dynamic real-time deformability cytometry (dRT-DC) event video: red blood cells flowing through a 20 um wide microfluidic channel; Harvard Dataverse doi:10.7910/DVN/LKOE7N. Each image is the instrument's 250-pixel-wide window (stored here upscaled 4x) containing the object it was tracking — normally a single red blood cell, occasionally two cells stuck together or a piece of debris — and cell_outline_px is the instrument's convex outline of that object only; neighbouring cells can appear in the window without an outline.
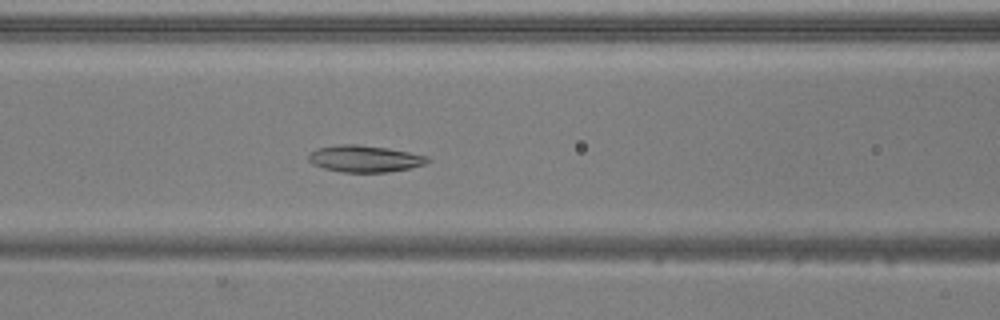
{"species": "common noctule bat (a hibernating species)", "species_latin": "Nyctalus noctula", "temperature_condition": "warm", "stored_images_in_passage": 50, "camera_frame_rate_fps": 3000, "um_per_image_px": 0.085, "animal": {"sex": "male", "body_mass_g": 20.5, "forearm_length_mm": 52.5}, "frame": {"image": 1, "passage_image": 20, "time_ms": 6.333, "image_size_px": [1000, 320], "cell_outline_px": [[432, 160], [424, 164], [408, 168], [388, 172], [344, 172], [324, 168], [312, 164], [308, 160], [308, 156], [316, 148], [340, 144], [356, 144], [388, 148], [428, 156]], "centroid_in_image_um": [30.99, 13.48], "position_along_channel_um": 135.6, "area_um2": 18.44}}
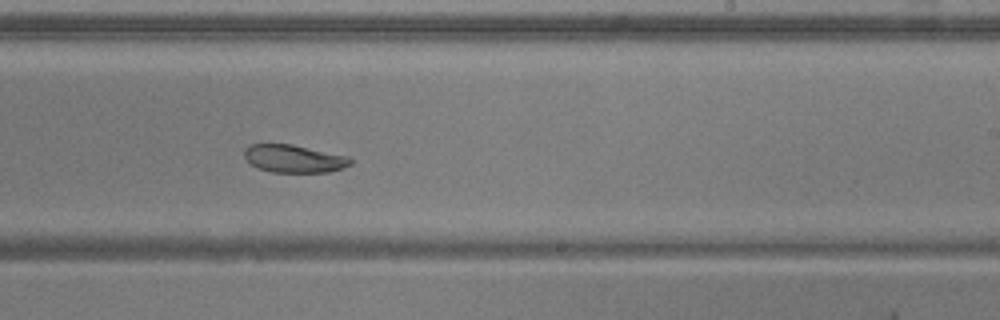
{"frame": {"image": 2, "passage_image": 30, "time_ms": 9.667, "image_size_px": [1000, 320], "cell_outline_px": [[352, 164], [344, 168], [328, 172], [272, 172], [256, 168], [244, 156], [244, 148], [248, 144], [292, 144], [348, 156], [352, 160]], "centroid_in_image_um": [24.99, 13.48], "position_along_channel_um": 264.0, "area_um2": 17.28}}
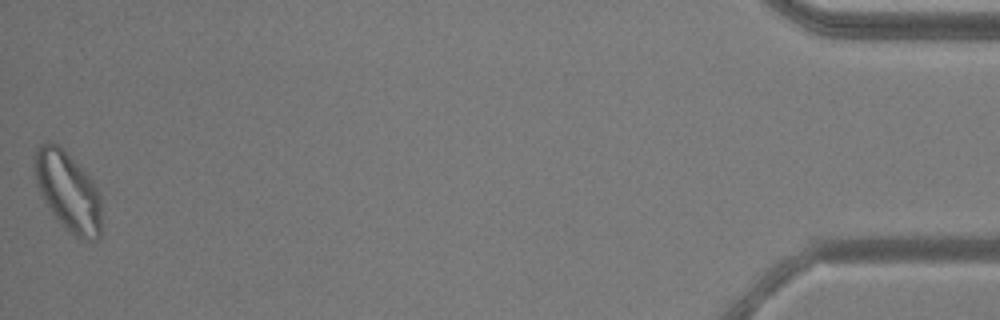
{"frame": {"image": 3, "passage_image": 50, "time_ms": 16.333, "image_size_px": [1000, 320], "cell_outline_px": [[100, 240], [84, 240], [72, 236], [60, 224], [52, 212], [40, 192], [36, 180], [36, 148], [40, 144], [48, 140], [56, 144], [92, 180], [100, 192]], "centroid_in_image_um": [5.81, 16.34], "position_along_channel_um": 429.4, "area_um2": 30.29}, "authors_computed_cell_mechanics": {"area_um2": 21.6172, "velocity_mm_per_s": 3.8555, "shape_relaxation_time_tau1_ms": 10.0539, "shape_relaxation_time_tau2_ms": null, "deformation_change_tau1": 0.1834, "deformation_change_tau2": null}}